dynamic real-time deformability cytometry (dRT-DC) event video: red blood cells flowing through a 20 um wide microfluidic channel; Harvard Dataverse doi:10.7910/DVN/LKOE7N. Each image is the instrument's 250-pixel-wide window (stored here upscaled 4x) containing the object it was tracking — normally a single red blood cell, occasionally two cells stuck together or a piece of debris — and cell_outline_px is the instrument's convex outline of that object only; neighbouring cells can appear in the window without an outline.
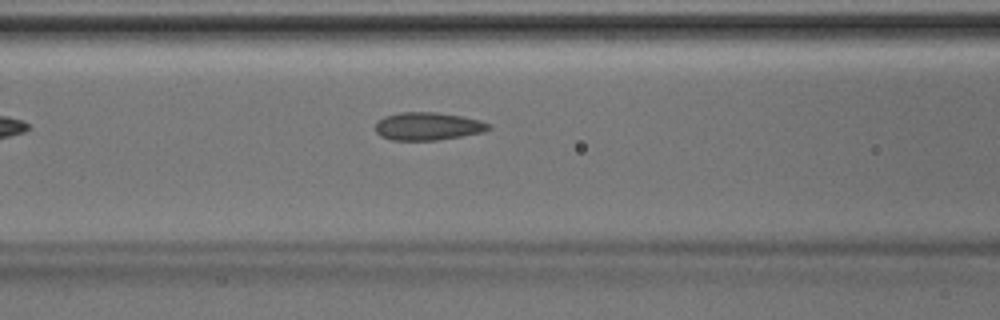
{"species": "Egyptian fruit bat (a non-hibernating species)", "species_latin": "Rousettus aegyptiacus", "temperature_condition": "room temperature", "stored_images_in_passage": 14, "camera_frame_rate_fps": 3000, "um_per_image_px": 0.085, "animal": {"sex": "male"}, "frame": {"image": 1, "passage_image": 7, "time_ms": 2.0, "image_size_px": [1000, 320], "cell_outline_px": [[492, 128], [484, 132], [436, 140], [392, 140], [380, 136], [376, 132], [376, 120], [384, 116], [400, 112], [436, 112], [460, 116], [480, 120], [492, 124]], "centroid_in_image_um": [36.36, 10.73], "position_along_channel_um": 130.2, "area_um2": 18.5}}
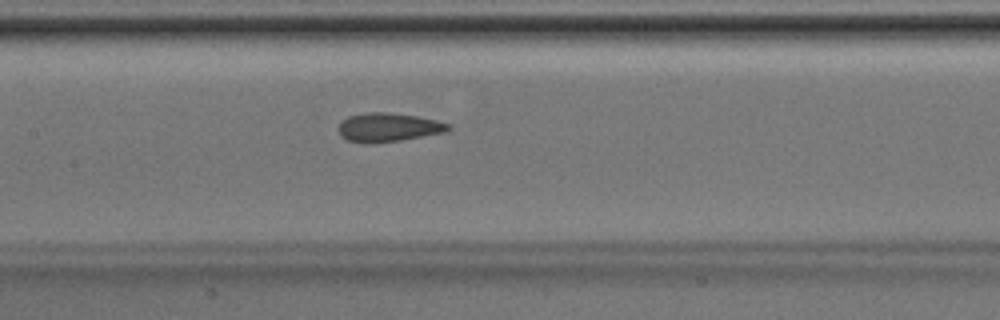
{"frame": {"image": 2, "passage_image": 10, "time_ms": 3.0, "image_size_px": [1000, 320], "cell_outline_px": [[452, 128], [444, 132], [400, 140], [348, 140], [340, 136], [336, 128], [348, 116], [364, 112], [388, 112], [416, 116], [436, 120], [448, 124]], "centroid_in_image_um": [33.01, 10.77], "position_along_channel_um": 174.4, "area_um2": 17.63}}